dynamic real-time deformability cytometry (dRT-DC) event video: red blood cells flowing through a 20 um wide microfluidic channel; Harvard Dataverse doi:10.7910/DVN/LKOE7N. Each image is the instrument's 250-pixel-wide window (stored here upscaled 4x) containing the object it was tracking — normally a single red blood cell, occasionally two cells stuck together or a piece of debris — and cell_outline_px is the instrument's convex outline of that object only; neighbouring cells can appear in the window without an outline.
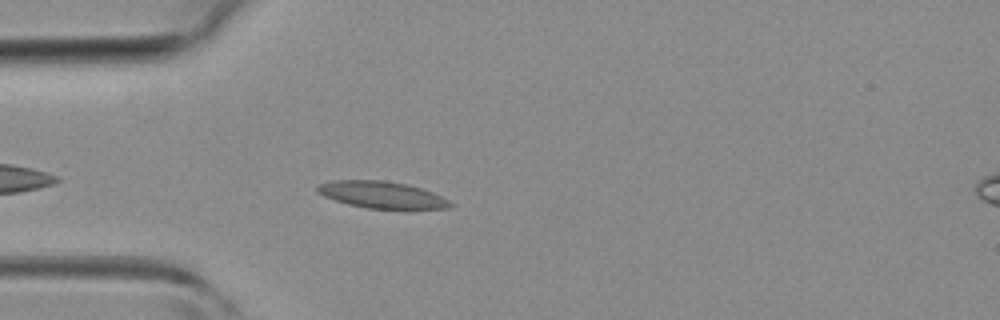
{"species": "common noctule bat (a hibernating species)", "species_latin": "Nyctalus noctula", "temperature_condition": "room temperature", "stored_images_in_passage": 30, "camera_frame_rate_fps": 3000, "um_per_image_px": 0.085, "animal": {"sex": "female", "body_mass_g": 19.3, "forearm_length_mm": 54.1}, "frame": {"image": 1, "passage_image": 4, "time_ms": 1.0, "image_size_px": [1000, 320], "cell_outline_px": [[456, 204], [452, 208], [368, 208], [348, 204], [324, 196], [316, 192], [316, 188], [320, 184], [332, 180], [380, 180], [408, 184], [432, 192]], "centroid_in_image_um": [32.45, 16.55], "position_along_channel_um": 52.5, "area_um2": 20.52}}
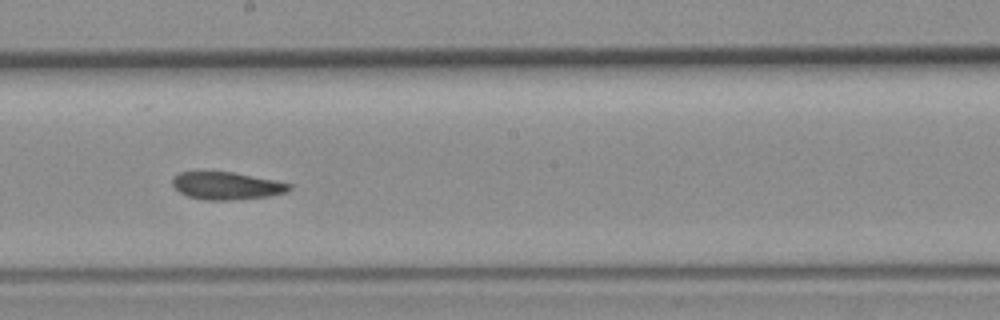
{"frame": {"image": 2, "passage_image": 16, "time_ms": 5.0, "image_size_px": [1000, 320], "cell_outline_px": [[292, 188], [288, 192], [268, 196], [228, 200], [204, 200], [188, 196], [180, 192], [172, 184], [172, 180], [180, 172], [232, 172], [292, 184]], "centroid_in_image_um": [19.27, 15.8], "position_along_channel_um": 228.9, "area_um2": 18.44}}
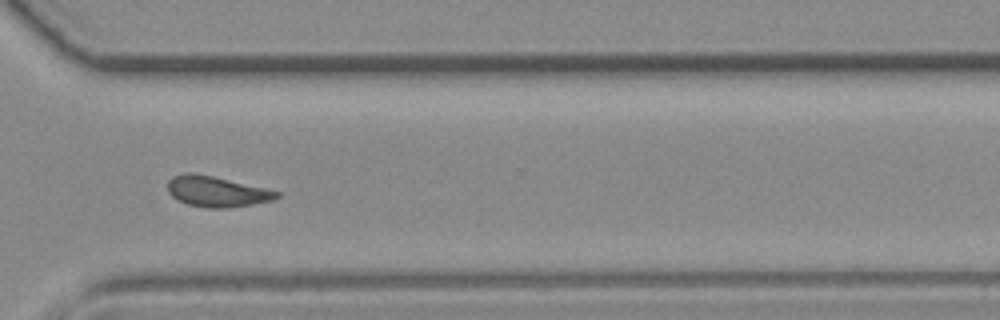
{"frame": {"image": 3, "passage_image": 24, "time_ms": 7.667, "image_size_px": [1000, 320], "cell_outline_px": [[280, 196], [272, 200], [252, 204], [228, 208], [208, 208], [188, 204], [176, 200], [168, 192], [168, 180], [172, 176], [188, 172], [192, 172], [212, 176], [268, 188], [280, 192]], "centroid_in_image_um": [18.41, 16.27], "position_along_channel_um": 352.2, "area_um2": 19.54}}